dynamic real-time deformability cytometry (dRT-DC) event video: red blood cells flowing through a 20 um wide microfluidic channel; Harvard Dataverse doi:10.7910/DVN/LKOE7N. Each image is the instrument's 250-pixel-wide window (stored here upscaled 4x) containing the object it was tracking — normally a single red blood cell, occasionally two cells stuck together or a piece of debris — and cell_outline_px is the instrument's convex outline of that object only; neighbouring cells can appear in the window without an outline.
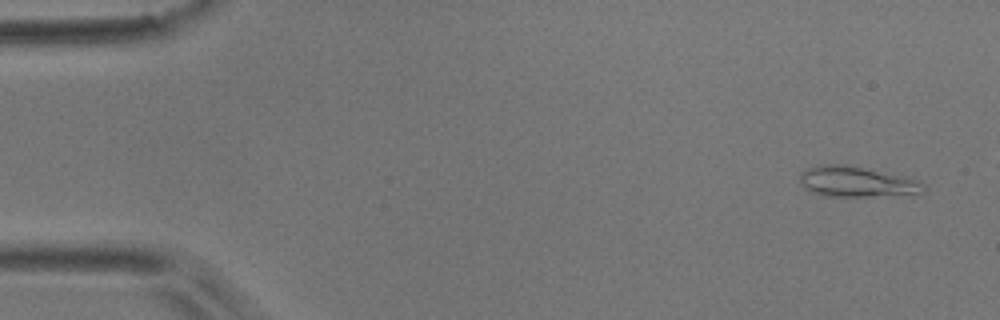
{"species": "common noctule bat (a hibernating species)", "species_latin": "Nyctalus noctula", "temperature_condition": "room temperature", "stored_images_in_passage": 4, "camera_frame_rate_fps": 3000, "um_per_image_px": 0.085, "animal": {"sex": "male", "body_mass_g": 17.9}, "frame": {"image": 1, "passage_image": 1, "time_ms": 0.0, "image_size_px": [1000, 320], "cell_outline_px": [[924, 192], [868, 196], [824, 196], [808, 192], [804, 188], [800, 180], [800, 172], [808, 168], [820, 164], [840, 164], [924, 180]], "centroid_in_image_um": [72.76, 15.45], "position_along_channel_um": 12.2, "area_um2": 21.73}}